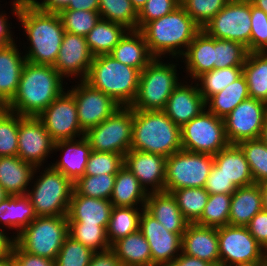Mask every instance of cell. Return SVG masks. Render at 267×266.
Listing matches in <instances>:
<instances>
[{
  "mask_svg": "<svg viewBox=\"0 0 267 266\" xmlns=\"http://www.w3.org/2000/svg\"><path fill=\"white\" fill-rule=\"evenodd\" d=\"M139 231L149 243L152 266H168L182 252V236L166 230L145 209L140 217Z\"/></svg>",
  "mask_w": 267,
  "mask_h": 266,
  "instance_id": "18",
  "label": "cell"
},
{
  "mask_svg": "<svg viewBox=\"0 0 267 266\" xmlns=\"http://www.w3.org/2000/svg\"><path fill=\"white\" fill-rule=\"evenodd\" d=\"M5 231L7 232V230L0 228V259L12 256L13 247L16 243L14 234L8 236L10 233Z\"/></svg>",
  "mask_w": 267,
  "mask_h": 266,
  "instance_id": "60",
  "label": "cell"
},
{
  "mask_svg": "<svg viewBox=\"0 0 267 266\" xmlns=\"http://www.w3.org/2000/svg\"><path fill=\"white\" fill-rule=\"evenodd\" d=\"M63 10L98 11L99 0H70L69 5Z\"/></svg>",
  "mask_w": 267,
  "mask_h": 266,
  "instance_id": "62",
  "label": "cell"
},
{
  "mask_svg": "<svg viewBox=\"0 0 267 266\" xmlns=\"http://www.w3.org/2000/svg\"><path fill=\"white\" fill-rule=\"evenodd\" d=\"M213 158L220 172L237 187L254 184L249 163L238 144H229L213 155Z\"/></svg>",
  "mask_w": 267,
  "mask_h": 266,
  "instance_id": "29",
  "label": "cell"
},
{
  "mask_svg": "<svg viewBox=\"0 0 267 266\" xmlns=\"http://www.w3.org/2000/svg\"><path fill=\"white\" fill-rule=\"evenodd\" d=\"M162 60L154 58L141 71L137 95L130 106L133 110L163 111L172 91L182 81L177 72L179 63Z\"/></svg>",
  "mask_w": 267,
  "mask_h": 266,
  "instance_id": "7",
  "label": "cell"
},
{
  "mask_svg": "<svg viewBox=\"0 0 267 266\" xmlns=\"http://www.w3.org/2000/svg\"><path fill=\"white\" fill-rule=\"evenodd\" d=\"M254 6L267 14V0H250Z\"/></svg>",
  "mask_w": 267,
  "mask_h": 266,
  "instance_id": "65",
  "label": "cell"
},
{
  "mask_svg": "<svg viewBox=\"0 0 267 266\" xmlns=\"http://www.w3.org/2000/svg\"><path fill=\"white\" fill-rule=\"evenodd\" d=\"M124 165L139 180L147 193L164 191L166 177L164 156L130 149L124 155Z\"/></svg>",
  "mask_w": 267,
  "mask_h": 266,
  "instance_id": "20",
  "label": "cell"
},
{
  "mask_svg": "<svg viewBox=\"0 0 267 266\" xmlns=\"http://www.w3.org/2000/svg\"><path fill=\"white\" fill-rule=\"evenodd\" d=\"M68 234L67 216H37L15 242L27 253L55 261Z\"/></svg>",
  "mask_w": 267,
  "mask_h": 266,
  "instance_id": "8",
  "label": "cell"
},
{
  "mask_svg": "<svg viewBox=\"0 0 267 266\" xmlns=\"http://www.w3.org/2000/svg\"><path fill=\"white\" fill-rule=\"evenodd\" d=\"M258 186H259V188L261 190L262 210L267 212V179H265L262 182L258 183Z\"/></svg>",
  "mask_w": 267,
  "mask_h": 266,
  "instance_id": "63",
  "label": "cell"
},
{
  "mask_svg": "<svg viewBox=\"0 0 267 266\" xmlns=\"http://www.w3.org/2000/svg\"><path fill=\"white\" fill-rule=\"evenodd\" d=\"M35 169V166L23 161L19 156H1L0 184L8 195H26Z\"/></svg>",
  "mask_w": 267,
  "mask_h": 266,
  "instance_id": "27",
  "label": "cell"
},
{
  "mask_svg": "<svg viewBox=\"0 0 267 266\" xmlns=\"http://www.w3.org/2000/svg\"><path fill=\"white\" fill-rule=\"evenodd\" d=\"M112 207L110 200L83 196L73 191L67 214L68 225H99L107 230Z\"/></svg>",
  "mask_w": 267,
  "mask_h": 266,
  "instance_id": "24",
  "label": "cell"
},
{
  "mask_svg": "<svg viewBox=\"0 0 267 266\" xmlns=\"http://www.w3.org/2000/svg\"><path fill=\"white\" fill-rule=\"evenodd\" d=\"M145 210L168 231L180 234L186 231L189 222L179 209L170 192L148 193Z\"/></svg>",
  "mask_w": 267,
  "mask_h": 266,
  "instance_id": "26",
  "label": "cell"
},
{
  "mask_svg": "<svg viewBox=\"0 0 267 266\" xmlns=\"http://www.w3.org/2000/svg\"><path fill=\"white\" fill-rule=\"evenodd\" d=\"M29 1L37 9L44 12L52 13H59L61 10L65 9L70 3V0H41L40 2L37 0Z\"/></svg>",
  "mask_w": 267,
  "mask_h": 266,
  "instance_id": "59",
  "label": "cell"
},
{
  "mask_svg": "<svg viewBox=\"0 0 267 266\" xmlns=\"http://www.w3.org/2000/svg\"><path fill=\"white\" fill-rule=\"evenodd\" d=\"M69 236L93 252L111 249L107 230L99 225H68Z\"/></svg>",
  "mask_w": 267,
  "mask_h": 266,
  "instance_id": "45",
  "label": "cell"
},
{
  "mask_svg": "<svg viewBox=\"0 0 267 266\" xmlns=\"http://www.w3.org/2000/svg\"><path fill=\"white\" fill-rule=\"evenodd\" d=\"M204 188L209 194H232L238 187L232 181H229L214 164Z\"/></svg>",
  "mask_w": 267,
  "mask_h": 266,
  "instance_id": "54",
  "label": "cell"
},
{
  "mask_svg": "<svg viewBox=\"0 0 267 266\" xmlns=\"http://www.w3.org/2000/svg\"><path fill=\"white\" fill-rule=\"evenodd\" d=\"M148 193L124 165L116 174L110 202L114 207H145ZM139 204V205H138Z\"/></svg>",
  "mask_w": 267,
  "mask_h": 266,
  "instance_id": "33",
  "label": "cell"
},
{
  "mask_svg": "<svg viewBox=\"0 0 267 266\" xmlns=\"http://www.w3.org/2000/svg\"><path fill=\"white\" fill-rule=\"evenodd\" d=\"M18 153V114L0 110V157L17 156Z\"/></svg>",
  "mask_w": 267,
  "mask_h": 266,
  "instance_id": "48",
  "label": "cell"
},
{
  "mask_svg": "<svg viewBox=\"0 0 267 266\" xmlns=\"http://www.w3.org/2000/svg\"><path fill=\"white\" fill-rule=\"evenodd\" d=\"M144 209L145 207H112L107 227L110 245L139 230L140 217Z\"/></svg>",
  "mask_w": 267,
  "mask_h": 266,
  "instance_id": "38",
  "label": "cell"
},
{
  "mask_svg": "<svg viewBox=\"0 0 267 266\" xmlns=\"http://www.w3.org/2000/svg\"><path fill=\"white\" fill-rule=\"evenodd\" d=\"M229 144L224 120L207 109L181 128L183 150L215 155Z\"/></svg>",
  "mask_w": 267,
  "mask_h": 266,
  "instance_id": "11",
  "label": "cell"
},
{
  "mask_svg": "<svg viewBox=\"0 0 267 266\" xmlns=\"http://www.w3.org/2000/svg\"><path fill=\"white\" fill-rule=\"evenodd\" d=\"M132 2L133 7L137 12L145 5L147 0H130Z\"/></svg>",
  "mask_w": 267,
  "mask_h": 266,
  "instance_id": "66",
  "label": "cell"
},
{
  "mask_svg": "<svg viewBox=\"0 0 267 266\" xmlns=\"http://www.w3.org/2000/svg\"><path fill=\"white\" fill-rule=\"evenodd\" d=\"M54 152H62L61 159L48 164L54 170L61 172L73 183L84 176L91 147L85 136L78 139L59 140L54 144Z\"/></svg>",
  "mask_w": 267,
  "mask_h": 266,
  "instance_id": "22",
  "label": "cell"
},
{
  "mask_svg": "<svg viewBox=\"0 0 267 266\" xmlns=\"http://www.w3.org/2000/svg\"><path fill=\"white\" fill-rule=\"evenodd\" d=\"M9 266H21L12 256L9 257Z\"/></svg>",
  "mask_w": 267,
  "mask_h": 266,
  "instance_id": "70",
  "label": "cell"
},
{
  "mask_svg": "<svg viewBox=\"0 0 267 266\" xmlns=\"http://www.w3.org/2000/svg\"><path fill=\"white\" fill-rule=\"evenodd\" d=\"M249 98L247 80L242 74L222 91L206 101V109L224 119L238 104Z\"/></svg>",
  "mask_w": 267,
  "mask_h": 266,
  "instance_id": "36",
  "label": "cell"
},
{
  "mask_svg": "<svg viewBox=\"0 0 267 266\" xmlns=\"http://www.w3.org/2000/svg\"><path fill=\"white\" fill-rule=\"evenodd\" d=\"M232 266H266V260L264 259L262 262H255L250 264H236Z\"/></svg>",
  "mask_w": 267,
  "mask_h": 266,
  "instance_id": "67",
  "label": "cell"
},
{
  "mask_svg": "<svg viewBox=\"0 0 267 266\" xmlns=\"http://www.w3.org/2000/svg\"><path fill=\"white\" fill-rule=\"evenodd\" d=\"M250 98L267 101V52H249L243 65Z\"/></svg>",
  "mask_w": 267,
  "mask_h": 266,
  "instance_id": "37",
  "label": "cell"
},
{
  "mask_svg": "<svg viewBox=\"0 0 267 266\" xmlns=\"http://www.w3.org/2000/svg\"><path fill=\"white\" fill-rule=\"evenodd\" d=\"M111 250L122 266H152L149 243L139 230L114 242Z\"/></svg>",
  "mask_w": 267,
  "mask_h": 266,
  "instance_id": "34",
  "label": "cell"
},
{
  "mask_svg": "<svg viewBox=\"0 0 267 266\" xmlns=\"http://www.w3.org/2000/svg\"><path fill=\"white\" fill-rule=\"evenodd\" d=\"M9 102L0 94V110H6Z\"/></svg>",
  "mask_w": 267,
  "mask_h": 266,
  "instance_id": "68",
  "label": "cell"
},
{
  "mask_svg": "<svg viewBox=\"0 0 267 266\" xmlns=\"http://www.w3.org/2000/svg\"><path fill=\"white\" fill-rule=\"evenodd\" d=\"M64 78L51 65L26 62L19 87L7 110L21 116L38 117L63 91Z\"/></svg>",
  "mask_w": 267,
  "mask_h": 266,
  "instance_id": "2",
  "label": "cell"
},
{
  "mask_svg": "<svg viewBox=\"0 0 267 266\" xmlns=\"http://www.w3.org/2000/svg\"><path fill=\"white\" fill-rule=\"evenodd\" d=\"M202 29L211 37L239 42L250 52L251 1L229 0Z\"/></svg>",
  "mask_w": 267,
  "mask_h": 266,
  "instance_id": "12",
  "label": "cell"
},
{
  "mask_svg": "<svg viewBox=\"0 0 267 266\" xmlns=\"http://www.w3.org/2000/svg\"><path fill=\"white\" fill-rule=\"evenodd\" d=\"M140 73L109 54L99 55L93 58L84 81L111 97L121 107H130L137 95Z\"/></svg>",
  "mask_w": 267,
  "mask_h": 266,
  "instance_id": "5",
  "label": "cell"
},
{
  "mask_svg": "<svg viewBox=\"0 0 267 266\" xmlns=\"http://www.w3.org/2000/svg\"><path fill=\"white\" fill-rule=\"evenodd\" d=\"M123 166V155L91 150L84 175L117 174Z\"/></svg>",
  "mask_w": 267,
  "mask_h": 266,
  "instance_id": "51",
  "label": "cell"
},
{
  "mask_svg": "<svg viewBox=\"0 0 267 266\" xmlns=\"http://www.w3.org/2000/svg\"><path fill=\"white\" fill-rule=\"evenodd\" d=\"M133 109L120 107L106 120L85 132L91 150L125 155L131 149Z\"/></svg>",
  "mask_w": 267,
  "mask_h": 266,
  "instance_id": "10",
  "label": "cell"
},
{
  "mask_svg": "<svg viewBox=\"0 0 267 266\" xmlns=\"http://www.w3.org/2000/svg\"><path fill=\"white\" fill-rule=\"evenodd\" d=\"M248 49L235 41L215 38V68L243 67Z\"/></svg>",
  "mask_w": 267,
  "mask_h": 266,
  "instance_id": "46",
  "label": "cell"
},
{
  "mask_svg": "<svg viewBox=\"0 0 267 266\" xmlns=\"http://www.w3.org/2000/svg\"><path fill=\"white\" fill-rule=\"evenodd\" d=\"M267 112V104L261 100L247 98L238 104L223 120L230 144L260 137Z\"/></svg>",
  "mask_w": 267,
  "mask_h": 266,
  "instance_id": "16",
  "label": "cell"
},
{
  "mask_svg": "<svg viewBox=\"0 0 267 266\" xmlns=\"http://www.w3.org/2000/svg\"><path fill=\"white\" fill-rule=\"evenodd\" d=\"M184 81L172 91L163 109V112L180 128L206 109V101L200 94L196 82Z\"/></svg>",
  "mask_w": 267,
  "mask_h": 266,
  "instance_id": "21",
  "label": "cell"
},
{
  "mask_svg": "<svg viewBox=\"0 0 267 266\" xmlns=\"http://www.w3.org/2000/svg\"><path fill=\"white\" fill-rule=\"evenodd\" d=\"M186 75L195 81L199 76L215 69V38L201 29L181 57Z\"/></svg>",
  "mask_w": 267,
  "mask_h": 266,
  "instance_id": "25",
  "label": "cell"
},
{
  "mask_svg": "<svg viewBox=\"0 0 267 266\" xmlns=\"http://www.w3.org/2000/svg\"><path fill=\"white\" fill-rule=\"evenodd\" d=\"M76 83L72 88H66L75 98L78 120L84 132L106 120L121 107L111 97L94 89L84 80Z\"/></svg>",
  "mask_w": 267,
  "mask_h": 266,
  "instance_id": "17",
  "label": "cell"
},
{
  "mask_svg": "<svg viewBox=\"0 0 267 266\" xmlns=\"http://www.w3.org/2000/svg\"><path fill=\"white\" fill-rule=\"evenodd\" d=\"M65 32L86 37L99 21L98 11L61 10L59 13Z\"/></svg>",
  "mask_w": 267,
  "mask_h": 266,
  "instance_id": "47",
  "label": "cell"
},
{
  "mask_svg": "<svg viewBox=\"0 0 267 266\" xmlns=\"http://www.w3.org/2000/svg\"><path fill=\"white\" fill-rule=\"evenodd\" d=\"M93 58L85 37L65 32L53 67L63 78L85 80Z\"/></svg>",
  "mask_w": 267,
  "mask_h": 266,
  "instance_id": "19",
  "label": "cell"
},
{
  "mask_svg": "<svg viewBox=\"0 0 267 266\" xmlns=\"http://www.w3.org/2000/svg\"><path fill=\"white\" fill-rule=\"evenodd\" d=\"M88 266H122V264L115 253L109 249L94 252Z\"/></svg>",
  "mask_w": 267,
  "mask_h": 266,
  "instance_id": "57",
  "label": "cell"
},
{
  "mask_svg": "<svg viewBox=\"0 0 267 266\" xmlns=\"http://www.w3.org/2000/svg\"><path fill=\"white\" fill-rule=\"evenodd\" d=\"M36 217L30 199L26 195H9L0 203V228L5 230L8 228L9 231L14 229L15 238Z\"/></svg>",
  "mask_w": 267,
  "mask_h": 266,
  "instance_id": "32",
  "label": "cell"
},
{
  "mask_svg": "<svg viewBox=\"0 0 267 266\" xmlns=\"http://www.w3.org/2000/svg\"><path fill=\"white\" fill-rule=\"evenodd\" d=\"M66 90L38 116L55 142L85 135L78 120L75 98Z\"/></svg>",
  "mask_w": 267,
  "mask_h": 266,
  "instance_id": "14",
  "label": "cell"
},
{
  "mask_svg": "<svg viewBox=\"0 0 267 266\" xmlns=\"http://www.w3.org/2000/svg\"><path fill=\"white\" fill-rule=\"evenodd\" d=\"M180 5V0H147L138 12L137 30H141L148 22L169 14Z\"/></svg>",
  "mask_w": 267,
  "mask_h": 266,
  "instance_id": "52",
  "label": "cell"
},
{
  "mask_svg": "<svg viewBox=\"0 0 267 266\" xmlns=\"http://www.w3.org/2000/svg\"><path fill=\"white\" fill-rule=\"evenodd\" d=\"M168 266H217L181 252Z\"/></svg>",
  "mask_w": 267,
  "mask_h": 266,
  "instance_id": "61",
  "label": "cell"
},
{
  "mask_svg": "<svg viewBox=\"0 0 267 266\" xmlns=\"http://www.w3.org/2000/svg\"><path fill=\"white\" fill-rule=\"evenodd\" d=\"M128 30L122 24L100 18L85 37L87 46L94 57L108 55Z\"/></svg>",
  "mask_w": 267,
  "mask_h": 266,
  "instance_id": "35",
  "label": "cell"
},
{
  "mask_svg": "<svg viewBox=\"0 0 267 266\" xmlns=\"http://www.w3.org/2000/svg\"><path fill=\"white\" fill-rule=\"evenodd\" d=\"M200 30L180 5L169 14L148 22L140 31L154 58L167 59L171 55L178 63L177 59L181 61V57Z\"/></svg>",
  "mask_w": 267,
  "mask_h": 266,
  "instance_id": "3",
  "label": "cell"
},
{
  "mask_svg": "<svg viewBox=\"0 0 267 266\" xmlns=\"http://www.w3.org/2000/svg\"><path fill=\"white\" fill-rule=\"evenodd\" d=\"M93 251L69 235L55 259V266H88Z\"/></svg>",
  "mask_w": 267,
  "mask_h": 266,
  "instance_id": "49",
  "label": "cell"
},
{
  "mask_svg": "<svg viewBox=\"0 0 267 266\" xmlns=\"http://www.w3.org/2000/svg\"><path fill=\"white\" fill-rule=\"evenodd\" d=\"M7 13L0 12V49L4 48L6 45L12 44L15 41L14 33L12 30V23L10 25Z\"/></svg>",
  "mask_w": 267,
  "mask_h": 266,
  "instance_id": "58",
  "label": "cell"
},
{
  "mask_svg": "<svg viewBox=\"0 0 267 266\" xmlns=\"http://www.w3.org/2000/svg\"><path fill=\"white\" fill-rule=\"evenodd\" d=\"M109 55L140 72L154 59L140 30H128Z\"/></svg>",
  "mask_w": 267,
  "mask_h": 266,
  "instance_id": "30",
  "label": "cell"
},
{
  "mask_svg": "<svg viewBox=\"0 0 267 266\" xmlns=\"http://www.w3.org/2000/svg\"><path fill=\"white\" fill-rule=\"evenodd\" d=\"M182 252L220 266L217 228L189 223L182 235Z\"/></svg>",
  "mask_w": 267,
  "mask_h": 266,
  "instance_id": "23",
  "label": "cell"
},
{
  "mask_svg": "<svg viewBox=\"0 0 267 266\" xmlns=\"http://www.w3.org/2000/svg\"><path fill=\"white\" fill-rule=\"evenodd\" d=\"M116 174L84 175L73 183L74 192L92 198L110 200Z\"/></svg>",
  "mask_w": 267,
  "mask_h": 266,
  "instance_id": "43",
  "label": "cell"
},
{
  "mask_svg": "<svg viewBox=\"0 0 267 266\" xmlns=\"http://www.w3.org/2000/svg\"><path fill=\"white\" fill-rule=\"evenodd\" d=\"M249 233L256 239L257 243L267 250V212H258L246 226Z\"/></svg>",
  "mask_w": 267,
  "mask_h": 266,
  "instance_id": "55",
  "label": "cell"
},
{
  "mask_svg": "<svg viewBox=\"0 0 267 266\" xmlns=\"http://www.w3.org/2000/svg\"><path fill=\"white\" fill-rule=\"evenodd\" d=\"M214 165L213 155L179 150L166 158L164 191L204 188Z\"/></svg>",
  "mask_w": 267,
  "mask_h": 266,
  "instance_id": "9",
  "label": "cell"
},
{
  "mask_svg": "<svg viewBox=\"0 0 267 266\" xmlns=\"http://www.w3.org/2000/svg\"><path fill=\"white\" fill-rule=\"evenodd\" d=\"M220 266L262 262L265 251L245 226L226 225L217 228Z\"/></svg>",
  "mask_w": 267,
  "mask_h": 266,
  "instance_id": "13",
  "label": "cell"
},
{
  "mask_svg": "<svg viewBox=\"0 0 267 266\" xmlns=\"http://www.w3.org/2000/svg\"><path fill=\"white\" fill-rule=\"evenodd\" d=\"M249 163L254 183L267 179V145L259 138L242 141L238 144Z\"/></svg>",
  "mask_w": 267,
  "mask_h": 266,
  "instance_id": "44",
  "label": "cell"
},
{
  "mask_svg": "<svg viewBox=\"0 0 267 266\" xmlns=\"http://www.w3.org/2000/svg\"><path fill=\"white\" fill-rule=\"evenodd\" d=\"M98 12L104 20L122 24L129 30H137L138 12L130 0H99Z\"/></svg>",
  "mask_w": 267,
  "mask_h": 266,
  "instance_id": "41",
  "label": "cell"
},
{
  "mask_svg": "<svg viewBox=\"0 0 267 266\" xmlns=\"http://www.w3.org/2000/svg\"><path fill=\"white\" fill-rule=\"evenodd\" d=\"M0 266H9V257L0 259Z\"/></svg>",
  "mask_w": 267,
  "mask_h": 266,
  "instance_id": "71",
  "label": "cell"
},
{
  "mask_svg": "<svg viewBox=\"0 0 267 266\" xmlns=\"http://www.w3.org/2000/svg\"><path fill=\"white\" fill-rule=\"evenodd\" d=\"M11 5L30 42L23 52L27 62L54 66L65 34L59 14L41 11L29 0H12Z\"/></svg>",
  "mask_w": 267,
  "mask_h": 266,
  "instance_id": "1",
  "label": "cell"
},
{
  "mask_svg": "<svg viewBox=\"0 0 267 266\" xmlns=\"http://www.w3.org/2000/svg\"><path fill=\"white\" fill-rule=\"evenodd\" d=\"M259 139L265 145H267V112H266V115H265V119H264V122H263V128H262V131H261Z\"/></svg>",
  "mask_w": 267,
  "mask_h": 266,
  "instance_id": "64",
  "label": "cell"
},
{
  "mask_svg": "<svg viewBox=\"0 0 267 266\" xmlns=\"http://www.w3.org/2000/svg\"><path fill=\"white\" fill-rule=\"evenodd\" d=\"M261 210L262 197L258 184L238 187L231 197L229 225L246 227Z\"/></svg>",
  "mask_w": 267,
  "mask_h": 266,
  "instance_id": "31",
  "label": "cell"
},
{
  "mask_svg": "<svg viewBox=\"0 0 267 266\" xmlns=\"http://www.w3.org/2000/svg\"><path fill=\"white\" fill-rule=\"evenodd\" d=\"M9 195L7 194V192L5 191V189L2 187V185L0 184V203L7 198Z\"/></svg>",
  "mask_w": 267,
  "mask_h": 266,
  "instance_id": "69",
  "label": "cell"
},
{
  "mask_svg": "<svg viewBox=\"0 0 267 266\" xmlns=\"http://www.w3.org/2000/svg\"><path fill=\"white\" fill-rule=\"evenodd\" d=\"M243 74L242 67L213 69L199 76L195 82L200 94L207 101L212 95L222 91Z\"/></svg>",
  "mask_w": 267,
  "mask_h": 266,
  "instance_id": "40",
  "label": "cell"
},
{
  "mask_svg": "<svg viewBox=\"0 0 267 266\" xmlns=\"http://www.w3.org/2000/svg\"><path fill=\"white\" fill-rule=\"evenodd\" d=\"M265 260H266V266H267V250L265 251Z\"/></svg>",
  "mask_w": 267,
  "mask_h": 266,
  "instance_id": "72",
  "label": "cell"
},
{
  "mask_svg": "<svg viewBox=\"0 0 267 266\" xmlns=\"http://www.w3.org/2000/svg\"><path fill=\"white\" fill-rule=\"evenodd\" d=\"M232 194H210L203 214L196 222L206 227H223L229 224Z\"/></svg>",
  "mask_w": 267,
  "mask_h": 266,
  "instance_id": "42",
  "label": "cell"
},
{
  "mask_svg": "<svg viewBox=\"0 0 267 266\" xmlns=\"http://www.w3.org/2000/svg\"><path fill=\"white\" fill-rule=\"evenodd\" d=\"M18 47L20 45L14 42L0 49V94L8 102L17 93L21 72L27 62Z\"/></svg>",
  "mask_w": 267,
  "mask_h": 266,
  "instance_id": "28",
  "label": "cell"
},
{
  "mask_svg": "<svg viewBox=\"0 0 267 266\" xmlns=\"http://www.w3.org/2000/svg\"><path fill=\"white\" fill-rule=\"evenodd\" d=\"M41 168L43 170L40 172V167H36L31 188L26 194L35 214L45 217L67 216L74 190L73 182L51 166Z\"/></svg>",
  "mask_w": 267,
  "mask_h": 266,
  "instance_id": "6",
  "label": "cell"
},
{
  "mask_svg": "<svg viewBox=\"0 0 267 266\" xmlns=\"http://www.w3.org/2000/svg\"><path fill=\"white\" fill-rule=\"evenodd\" d=\"M12 257L21 266H55L54 260L27 253L23 251L16 243L13 247Z\"/></svg>",
  "mask_w": 267,
  "mask_h": 266,
  "instance_id": "56",
  "label": "cell"
},
{
  "mask_svg": "<svg viewBox=\"0 0 267 266\" xmlns=\"http://www.w3.org/2000/svg\"><path fill=\"white\" fill-rule=\"evenodd\" d=\"M54 144L38 117L18 114L17 156L35 167H46L43 164L53 154Z\"/></svg>",
  "mask_w": 267,
  "mask_h": 266,
  "instance_id": "15",
  "label": "cell"
},
{
  "mask_svg": "<svg viewBox=\"0 0 267 266\" xmlns=\"http://www.w3.org/2000/svg\"><path fill=\"white\" fill-rule=\"evenodd\" d=\"M250 52H267V14L252 2Z\"/></svg>",
  "mask_w": 267,
  "mask_h": 266,
  "instance_id": "53",
  "label": "cell"
},
{
  "mask_svg": "<svg viewBox=\"0 0 267 266\" xmlns=\"http://www.w3.org/2000/svg\"><path fill=\"white\" fill-rule=\"evenodd\" d=\"M171 193L185 219L189 223H196L203 214L210 194L205 188H181Z\"/></svg>",
  "mask_w": 267,
  "mask_h": 266,
  "instance_id": "39",
  "label": "cell"
},
{
  "mask_svg": "<svg viewBox=\"0 0 267 266\" xmlns=\"http://www.w3.org/2000/svg\"><path fill=\"white\" fill-rule=\"evenodd\" d=\"M181 149V128L163 111L133 110L131 150L168 158Z\"/></svg>",
  "mask_w": 267,
  "mask_h": 266,
  "instance_id": "4",
  "label": "cell"
},
{
  "mask_svg": "<svg viewBox=\"0 0 267 266\" xmlns=\"http://www.w3.org/2000/svg\"><path fill=\"white\" fill-rule=\"evenodd\" d=\"M229 0H180L187 14L202 29Z\"/></svg>",
  "mask_w": 267,
  "mask_h": 266,
  "instance_id": "50",
  "label": "cell"
}]
</instances>
